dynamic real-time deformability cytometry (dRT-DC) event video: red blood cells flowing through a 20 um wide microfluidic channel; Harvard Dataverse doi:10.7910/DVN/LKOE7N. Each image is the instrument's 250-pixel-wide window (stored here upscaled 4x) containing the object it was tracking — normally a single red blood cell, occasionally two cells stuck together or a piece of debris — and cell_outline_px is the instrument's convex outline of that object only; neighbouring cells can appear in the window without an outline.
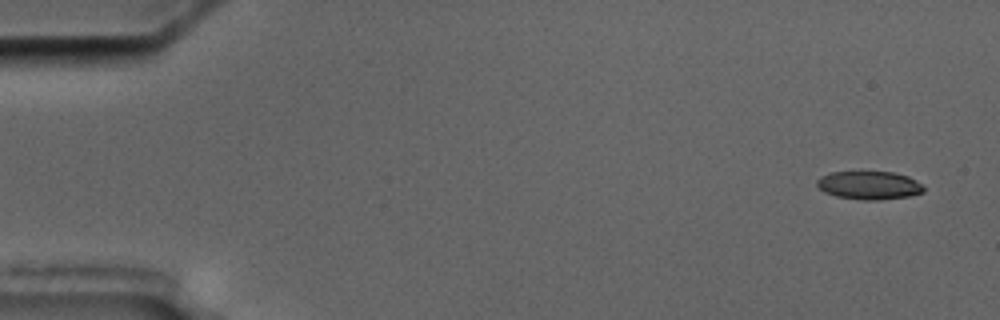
{"species": "common noctule bat (a hibernating species)", "species_latin": "Nyctalus noctula", "temperature_condition": "cold", "stored_images_in_passage": 5, "camera_frame_rate_fps": 3000, "um_per_image_px": 0.085, "animal": {"sex": "male", "body_mass_g": 17.5, "forearm_length_mm": 52.3}, "frame": {"image": 1, "passage_image": 1, "time_ms": 0.0, "image_size_px": [1000, 320], "cell_outline_px": [[924, 192], [908, 196], [880, 200], [864, 200], [836, 196], [824, 192], [816, 184], [816, 180], [820, 176], [832, 172], [860, 168], [892, 172], [908, 176], [916, 180], [924, 188]], "centroid_in_image_um": [73.83, 15.69], "position_along_channel_um": 11.2, "area_um2": 18.38}}